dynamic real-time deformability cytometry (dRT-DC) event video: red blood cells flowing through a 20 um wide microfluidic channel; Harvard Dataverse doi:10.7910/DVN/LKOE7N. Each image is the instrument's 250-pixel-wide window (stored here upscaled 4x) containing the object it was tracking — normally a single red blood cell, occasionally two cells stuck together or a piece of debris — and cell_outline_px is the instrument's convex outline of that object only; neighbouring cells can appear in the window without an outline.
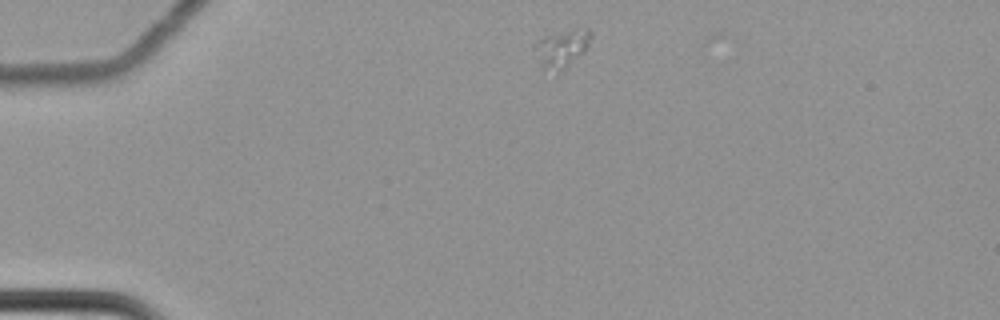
{"species": "common noctule bat (a hibernating species)", "species_latin": "Nyctalus noctula", "temperature_condition": "cold", "stored_images_in_passage": 15, "camera_frame_rate_fps": 3000, "um_per_image_px": 0.085, "animal": {"sex": "female", "body_mass_g": 22.7, "forearm_length_mm": 54.2}, "frame": {"image": 1, "passage_image": 1, "time_ms": 0.0, "image_size_px": [1000, 320], "cell_outline_px": [[592, 36], [584, 52], [560, 68], [544, 64], [532, 48], [532, 44], [544, 36], [576, 28], [588, 28], [592, 32]], "centroid_in_image_um": [47.8, 3.95], "position_along_channel_um": 37.2, "area_um2": 11.27}}